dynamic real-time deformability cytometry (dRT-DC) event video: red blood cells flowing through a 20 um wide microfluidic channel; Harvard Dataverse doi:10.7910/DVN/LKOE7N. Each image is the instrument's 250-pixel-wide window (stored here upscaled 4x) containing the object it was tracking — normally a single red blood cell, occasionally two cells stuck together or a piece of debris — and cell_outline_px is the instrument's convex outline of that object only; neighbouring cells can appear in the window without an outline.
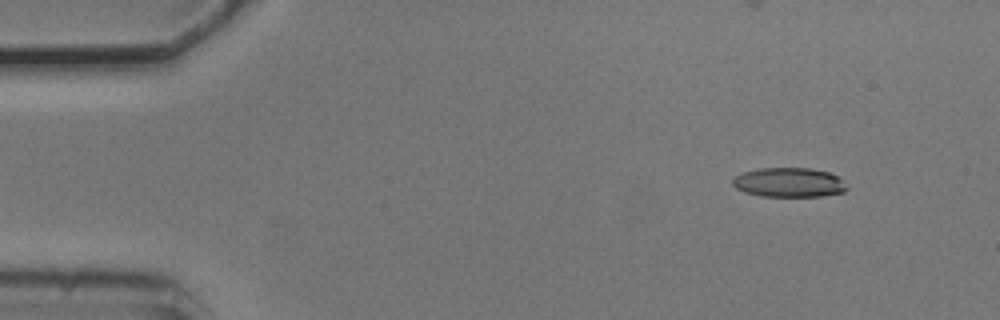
{"species": "common noctule bat (a hibernating species)", "species_latin": "Nyctalus noctula", "temperature_condition": "cold", "stored_images_in_passage": 4, "camera_frame_rate_fps": 3000, "um_per_image_px": 0.085, "animal": {"sex": "male", "body_mass_g": 20.5, "forearm_length_mm": 52.5}, "frame": {"image": 1, "passage_image": 1, "time_ms": 0.0, "image_size_px": [1000, 320], "cell_outline_px": [[848, 188], [844, 192], [820, 196], [760, 196], [744, 192], [736, 188], [732, 184], [732, 180], [736, 176], [744, 172], [760, 168], [812, 168], [828, 172], [844, 180]], "centroid_in_image_um": [67.08, 15.51], "position_along_channel_um": 17.9, "area_um2": 19.59}}
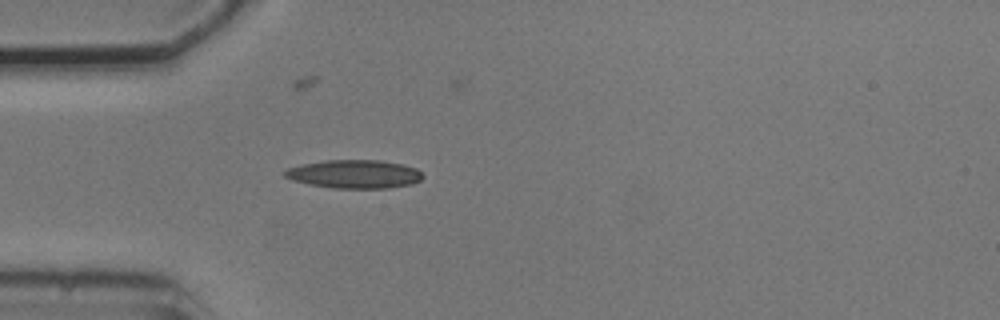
{"frame": {"image": 2, "passage_image": 4, "time_ms": 3.333, "image_size_px": [1000, 320], "cell_outline_px": [[424, 176], [420, 180], [412, 184], [388, 188], [332, 188], [308, 184], [292, 180], [284, 176], [284, 172], [288, 168], [304, 164], [324, 160], [380, 160], [404, 164], [416, 168]], "centroid_in_image_um": [30.14, 14.8], "position_along_channel_um": 54.9, "area_um2": 22.89}}